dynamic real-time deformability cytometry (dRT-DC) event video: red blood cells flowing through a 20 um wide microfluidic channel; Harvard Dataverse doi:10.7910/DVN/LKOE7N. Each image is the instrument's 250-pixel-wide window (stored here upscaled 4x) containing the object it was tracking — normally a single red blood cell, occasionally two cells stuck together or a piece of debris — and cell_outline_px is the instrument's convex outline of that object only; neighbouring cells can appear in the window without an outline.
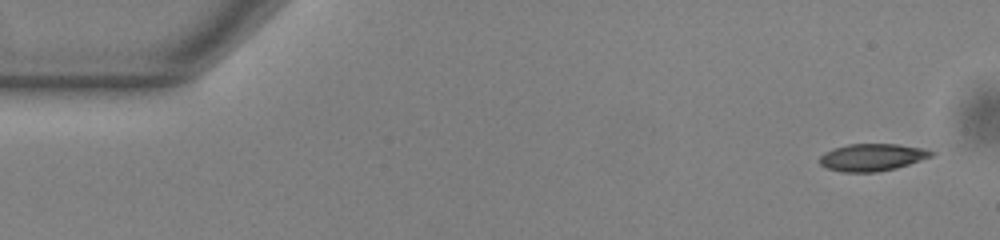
{"species": "common noctule bat (a hibernating species)", "species_latin": "Nyctalus noctula", "temperature_condition": "warm", "stored_images_in_passage": 51, "camera_frame_rate_fps": 3000, "um_per_image_px": 0.085, "animal": {"sex": "male", "body_mass_g": 13.0, "forearm_length_mm": 53.1}, "frame": {"image": 1, "passage_image": 1, "time_ms": 0.0, "image_size_px": [1000, 240], "cell_outline_px": [[936, 152], [932, 156], [896, 168], [876, 172], [840, 172], [828, 168], [820, 164], [820, 156], [824, 152], [832, 148], [848, 144], [896, 144], [928, 148]], "centroid_in_image_um": [74.14, 13.36], "position_along_channel_um": 10.9, "area_um2": 17.86}}
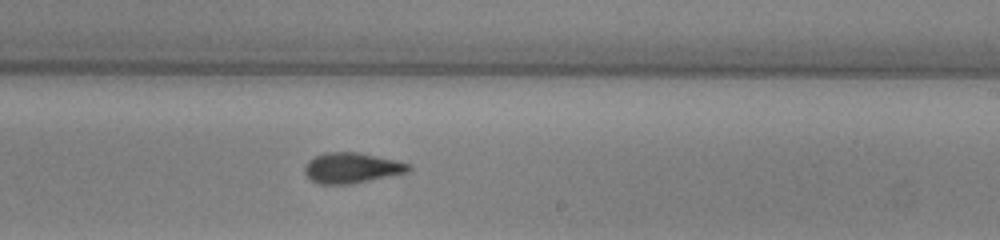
{"frame": {"image": 2, "passage_image": 30, "time_ms": 9.667, "image_size_px": [1000, 240], "cell_outline_px": [[412, 168], [408, 172], [352, 184], [320, 184], [312, 180], [304, 172], [304, 168], [308, 160], [324, 152], [356, 152], [396, 160], [412, 164]], "centroid_in_image_um": [29.91, 14.27], "position_along_channel_um": 259.1, "area_um2": 18.44}}
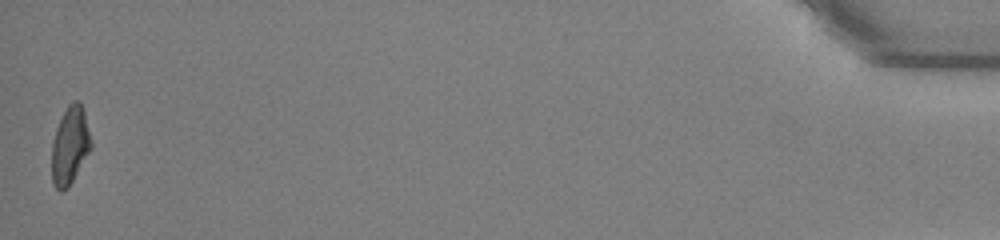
{"frame": {"image": 3, "passage_image": 51, "time_ms": 16.667, "image_size_px": [1000, 240], "cell_outline_px": [[92, 148], [68, 188], [60, 192], [52, 184], [52, 144], [56, 128], [68, 104], [72, 100], [80, 100], [84, 112], [92, 144]], "centroid_in_image_um": [5.95, 12.38], "position_along_channel_um": 429.3, "area_um2": 17.8}, "authors_computed_cell_mechanics": {"area_um2": 18.207, "velocity_mm_per_s": 3.8692, "shape_relaxation_time_tau1_ms": 9.2166, "shape_relaxation_time_tau2_ms": 2.5616, "deformation_change_tau1": 0.2284, "deformation_change_tau2": 0.0982}}